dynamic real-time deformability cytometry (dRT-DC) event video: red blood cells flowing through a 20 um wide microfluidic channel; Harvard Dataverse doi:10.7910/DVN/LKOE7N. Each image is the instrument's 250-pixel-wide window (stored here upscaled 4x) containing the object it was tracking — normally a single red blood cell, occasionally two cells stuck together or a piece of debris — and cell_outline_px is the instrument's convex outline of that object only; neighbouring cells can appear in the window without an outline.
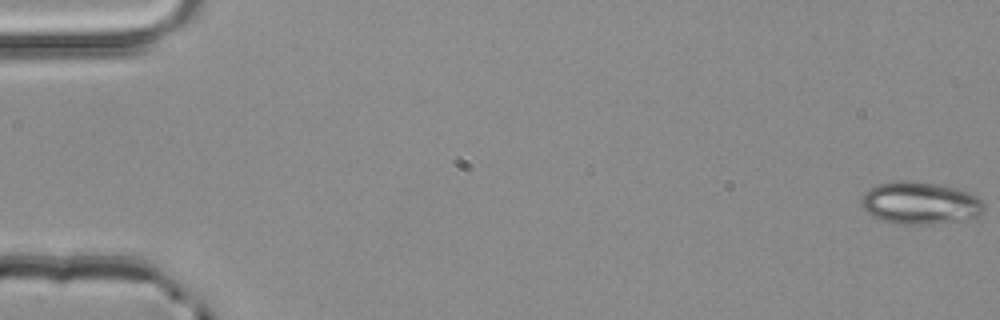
{"species": "common noctule bat (a hibernating species)", "species_latin": "Nyctalus noctula", "temperature_condition": "room temperature", "stored_images_in_passage": 4, "camera_frame_rate_fps": 3000, "um_per_image_px": 0.085, "animal": {"sex": "male", "body_mass_g": 20.4}, "frame": {"image": 1, "passage_image": 1, "time_ms": 0.0, "image_size_px": [1000, 320], "cell_outline_px": [[984, 212], [976, 216], [928, 224], [900, 224], [880, 220], [872, 216], [860, 204], [860, 200], [868, 188], [876, 184], [896, 180], [916, 180], [956, 188], [972, 192], [980, 196], [984, 200]], "centroid_in_image_um": [78.19, 17.22], "position_along_channel_um": 6.8, "area_um2": 30.52}}